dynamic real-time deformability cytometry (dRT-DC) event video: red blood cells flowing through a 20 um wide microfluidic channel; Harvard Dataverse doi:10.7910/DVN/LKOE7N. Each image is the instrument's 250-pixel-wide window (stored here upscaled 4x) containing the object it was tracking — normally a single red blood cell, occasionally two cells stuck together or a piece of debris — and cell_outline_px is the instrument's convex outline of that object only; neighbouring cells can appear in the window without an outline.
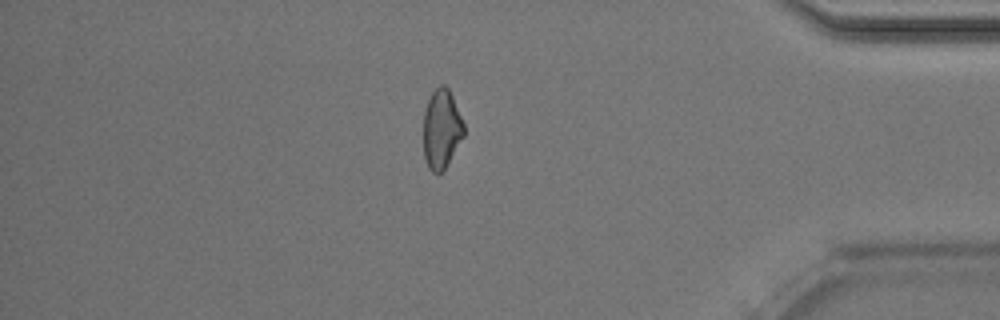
{"species": "Egyptian fruit bat (a non-hibernating species)", "species_latin": "Rousettus aegyptiacus", "temperature_condition": "room temperature", "stored_images_in_passage": 50, "camera_frame_rate_fps": 3000, "um_per_image_px": 0.085, "animal": {"sex": "male"}, "frame": {"image": 1, "passage_image": 43, "time_ms": 14.0, "image_size_px": [1000, 320], "cell_outline_px": [[464, 136], [444, 168], [440, 172], [432, 172], [428, 168], [424, 156], [424, 112], [428, 100], [432, 92], [440, 84], [444, 84], [448, 88], [452, 96], [464, 124]], "centroid_in_image_um": [37.52, 10.94], "position_along_channel_um": 397.7, "area_um2": 18.38}, "authors_computed_cell_mechanics": {"area_um2": 20.23, "velocity_mm_per_s": 4.0486, "shape_relaxation_time_tau1_ms": 8.2278, "shape_relaxation_time_tau2_ms": 3.2394, "deformation_change_tau1": 0.1683, "deformation_change_tau2": 0.0966}}